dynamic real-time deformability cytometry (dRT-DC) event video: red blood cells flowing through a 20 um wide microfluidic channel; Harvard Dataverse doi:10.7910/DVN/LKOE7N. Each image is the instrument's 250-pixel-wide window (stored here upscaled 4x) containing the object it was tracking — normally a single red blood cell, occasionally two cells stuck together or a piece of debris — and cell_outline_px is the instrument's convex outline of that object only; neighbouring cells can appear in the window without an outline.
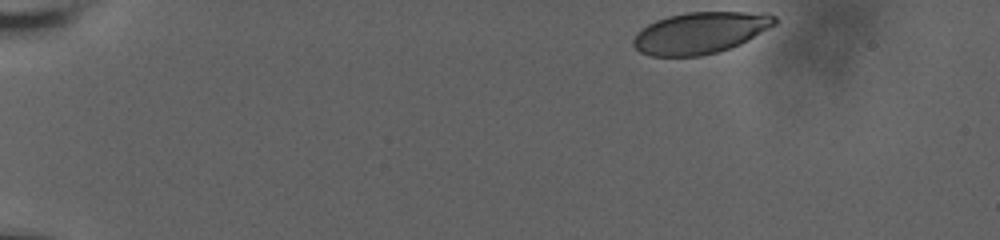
{"species": "human", "species_latin": "Homo sapiens", "temperature_condition": "room temperature", "stored_images_in_passage": 28, "camera_frame_rate_fps": 3000, "um_per_image_px": 0.085, "donor": {"sex": "male"}, "frame": {"image": 1, "passage_image": 1, "time_ms": 0.0, "image_size_px": [1000, 240], "cell_outline_px": [[776, 24], [740, 44], [716, 52], [700, 56], [652, 56], [640, 52], [632, 44], [632, 40], [648, 24], [656, 20], [668, 16], [688, 12], [768, 12], [776, 16]], "centroid_in_image_um": [59.55, 2.78], "position_along_channel_um": 25.5, "area_um2": 33.99}}
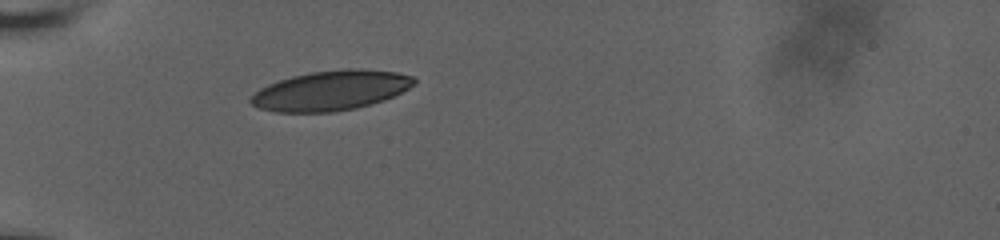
{"frame": {"image": 2, "passage_image": 17, "time_ms": 3.667, "image_size_px": [1000, 240], "cell_outline_px": [[416, 84], [384, 100], [356, 108], [332, 112], [276, 112], [260, 108], [252, 104], [248, 100], [260, 88], [268, 84], [292, 76], [312, 72], [348, 68], [396, 72], [412, 76], [416, 80]], "centroid_in_image_um": [28.11, 7.7], "position_along_channel_um": 56.9, "area_um2": 37.51}}
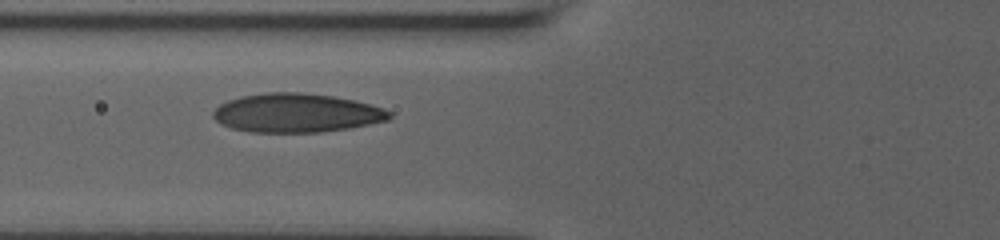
{"frame": {"image": 3, "passage_image": 27, "time_ms": 5.333, "image_size_px": [1000, 240], "cell_outline_px": [[392, 116], [388, 120], [348, 128], [320, 132], [252, 132], [232, 128], [220, 124], [212, 116], [212, 112], [220, 104], [228, 100], [240, 96], [268, 92], [300, 92], [332, 96], [352, 100], [384, 108], [392, 112]], "centroid_in_image_um": [25.17, 9.6], "position_along_channel_um": 100.6, "area_um2": 39.82}}